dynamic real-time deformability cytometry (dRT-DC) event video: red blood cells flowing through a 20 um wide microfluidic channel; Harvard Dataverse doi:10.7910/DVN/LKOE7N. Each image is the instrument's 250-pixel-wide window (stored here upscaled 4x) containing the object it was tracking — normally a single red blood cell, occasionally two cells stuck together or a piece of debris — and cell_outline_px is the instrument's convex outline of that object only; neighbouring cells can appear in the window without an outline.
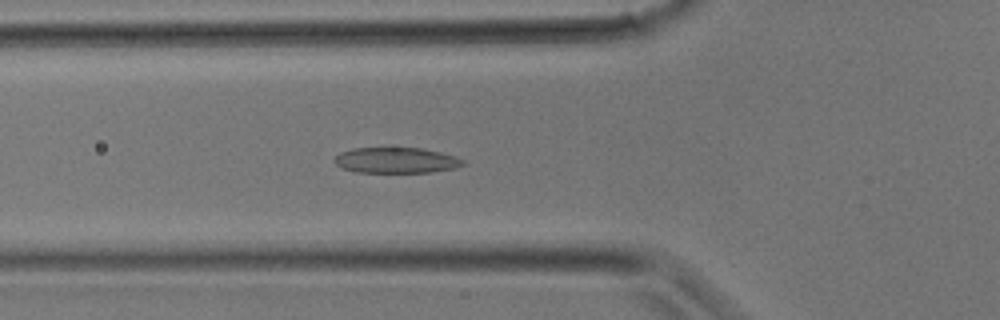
{"species": "common noctule bat (a hibernating species)", "species_latin": "Nyctalus noctula", "temperature_condition": "room temperature", "stored_images_in_passage": 24, "segment_of_instrument_passage": [1, 2], "camera_frame_rate_fps": 3000, "um_per_image_px": 0.085, "animal": {"sex": "male", "body_mass_g": 17.9}, "frame": {"image": 1, "passage_image": 2, "time_ms": 0.333, "image_size_px": [1000, 320], "cell_outline_px": [[464, 164], [456, 168], [432, 172], [356, 172], [344, 168], [336, 164], [332, 160], [340, 152], [352, 148], [420, 148], [440, 152], [456, 156], [464, 160]], "centroid_in_image_um": [33.68, 13.62], "position_along_channel_um": 92.1, "area_um2": 19.19}}
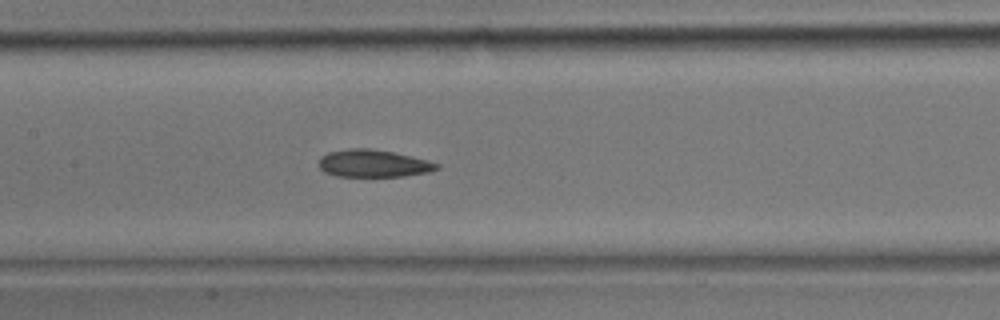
{"frame": {"image": 2, "passage_image": 6, "time_ms": 1.667, "image_size_px": [1000, 320], "cell_outline_px": [[440, 168], [428, 172], [404, 176], [336, 176], [324, 172], [316, 164], [320, 156], [328, 152], [348, 148], [372, 148], [412, 156], [428, 160], [440, 164]], "centroid_in_image_um": [31.7, 13.88], "position_along_channel_um": 175.7, "area_um2": 19.07}}
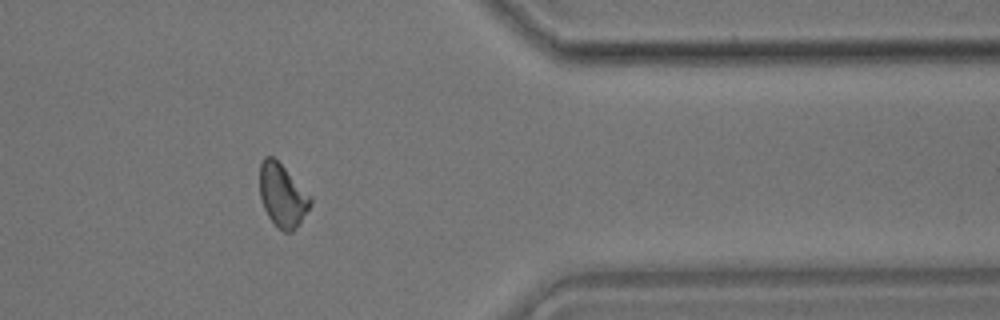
{"frame": {"image": 3, "passage_image": 17, "time_ms": 5.333, "image_size_px": [1000, 320], "cell_outline_px": [[312, 204], [300, 224], [292, 232], [284, 232], [276, 228], [268, 216], [264, 208], [260, 196], [260, 164], [264, 156], [272, 156], [312, 196]], "centroid_in_image_um": [24.02, 16.65], "position_along_channel_um": 387.4, "area_um2": 18.73}}